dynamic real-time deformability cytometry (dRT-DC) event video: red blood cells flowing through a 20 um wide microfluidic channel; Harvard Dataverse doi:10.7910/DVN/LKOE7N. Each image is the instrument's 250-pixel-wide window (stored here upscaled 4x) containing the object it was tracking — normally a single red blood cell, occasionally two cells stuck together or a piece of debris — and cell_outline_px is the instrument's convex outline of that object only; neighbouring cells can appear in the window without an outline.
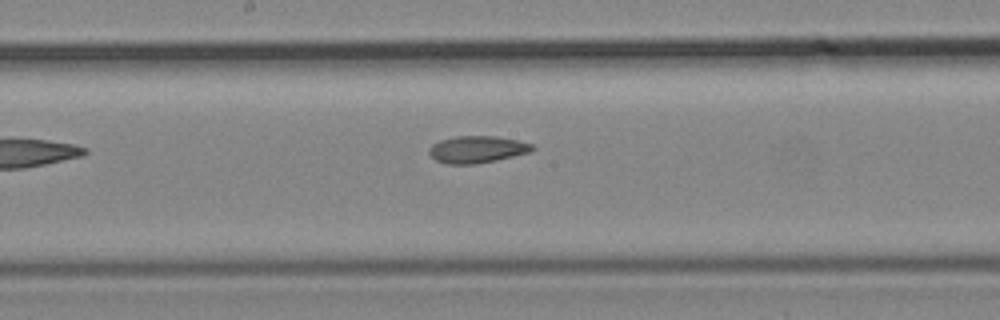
{"species": "common noctule bat (a hibernating species)", "species_latin": "Nyctalus noctula", "temperature_condition": "cold", "stored_images_in_passage": 7, "camera_frame_rate_fps": 3000, "um_per_image_px": 0.085, "animal": {"sex": "male", "body_mass_g": 19.2, "forearm_length_mm": 51.8}, "frame": {"image": 1, "passage_image": 7, "time_ms": 2.0, "image_size_px": [1000, 320], "cell_outline_px": [[536, 148], [532, 152], [496, 160], [476, 164], [448, 164], [436, 160], [428, 152], [428, 148], [432, 144], [440, 140], [456, 136], [496, 136], [516, 140], [532, 144]], "centroid_in_image_um": [40.56, 12.7], "position_along_channel_um": 207.6, "area_um2": 16.3}}